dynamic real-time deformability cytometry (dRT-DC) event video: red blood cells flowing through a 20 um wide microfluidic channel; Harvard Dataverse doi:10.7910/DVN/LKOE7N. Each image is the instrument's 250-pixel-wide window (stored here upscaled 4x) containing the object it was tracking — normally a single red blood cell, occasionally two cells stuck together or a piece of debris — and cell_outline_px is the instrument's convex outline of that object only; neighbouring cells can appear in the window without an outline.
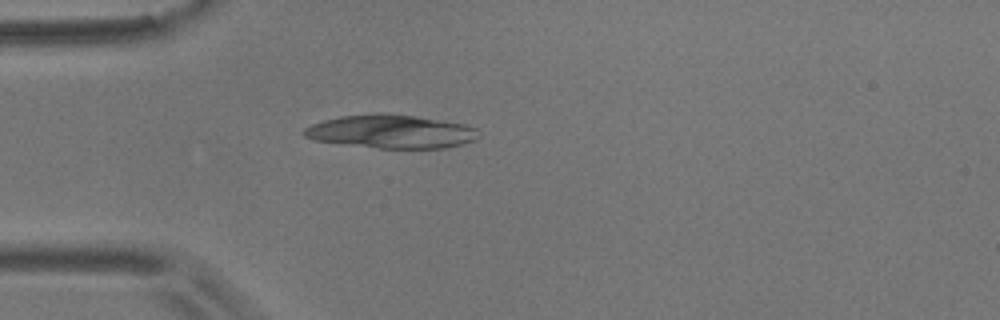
{"species": "common noctule bat (a hibernating species)", "species_latin": "Nyctalus noctula", "temperature_condition": "room temperature", "stored_images_in_passage": 4, "camera_frame_rate_fps": 3000, "um_per_image_px": 0.085, "animal": {"sex": "male", "body_mass_g": 17.9}, "frame": {"image": 1, "passage_image": 4, "time_ms": 1.0, "image_size_px": [1000, 320], "cell_outline_px": [[480, 136], [476, 140], [464, 144], [444, 148], [380, 148], [312, 140], [304, 136], [300, 132], [304, 128], [312, 124], [324, 120], [340, 116], [376, 112], [384, 112], [416, 116], [464, 124], [476, 128]], "centroid_in_image_um": [33.24, 11.17], "position_along_channel_um": 51.8, "area_um2": 34.33}}